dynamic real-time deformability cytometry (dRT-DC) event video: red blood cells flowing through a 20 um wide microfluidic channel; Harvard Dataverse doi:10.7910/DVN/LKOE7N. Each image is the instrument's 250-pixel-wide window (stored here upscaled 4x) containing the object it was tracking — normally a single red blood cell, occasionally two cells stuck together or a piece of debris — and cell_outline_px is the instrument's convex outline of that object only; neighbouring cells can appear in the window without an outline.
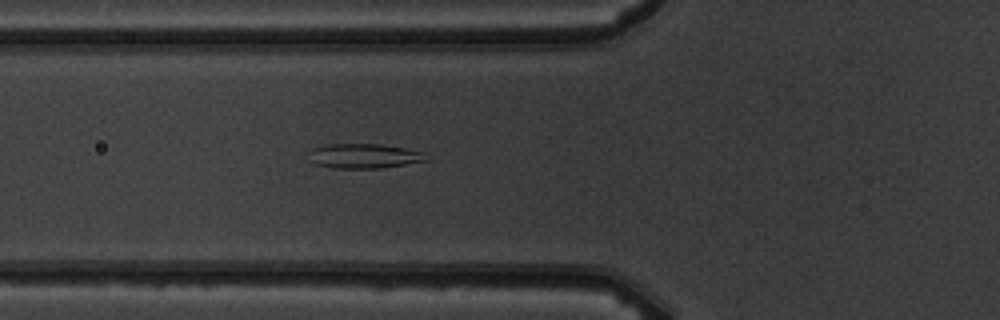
{"species": "common noctule bat (a hibernating species)", "species_latin": "Nyctalus noctula", "temperature_condition": "warm", "stored_images_in_passage": 3, "camera_frame_rate_fps": 3000, "um_per_image_px": 0.085, "animal": {"sex": "male", "body_mass_g": 19.5, "forearm_length_mm": 54.6}, "frame": {"image": 1, "passage_image": 3, "time_ms": 2.333, "image_size_px": [1000, 320], "cell_outline_px": [[428, 160], [380, 168], [332, 168], [316, 164], [308, 160], [304, 152], [312, 148], [324, 144], [380, 144], [404, 148], [424, 152]], "centroid_in_image_um": [30.82, 13.25], "position_along_channel_um": 95.0, "area_um2": 17.11}}